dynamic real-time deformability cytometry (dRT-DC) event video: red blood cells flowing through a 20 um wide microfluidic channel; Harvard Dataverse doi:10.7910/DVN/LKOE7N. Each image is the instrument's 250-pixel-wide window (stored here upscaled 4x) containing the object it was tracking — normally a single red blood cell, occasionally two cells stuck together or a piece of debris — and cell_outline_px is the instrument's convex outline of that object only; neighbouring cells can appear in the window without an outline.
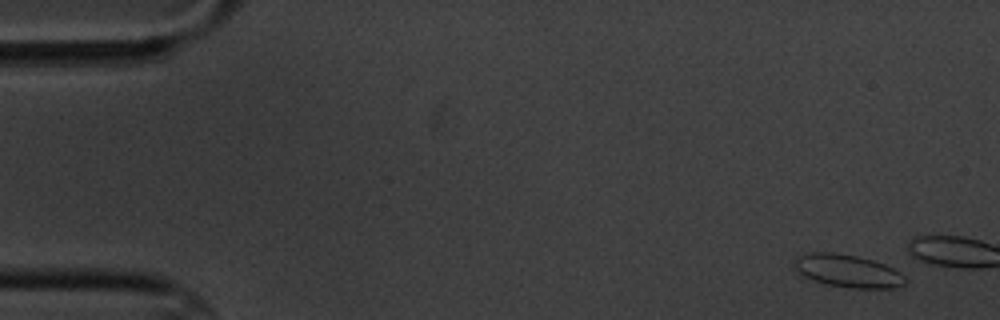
{"species": "common noctule bat (a hibernating species)", "species_latin": "Nyctalus noctula", "temperature_condition": "cold", "stored_images_in_passage": 4, "camera_frame_rate_fps": 3000, "um_per_image_px": 0.085, "animal": {"sex": "male", "body_mass_g": 20.1, "forearm_length_mm": 53.5}, "frame": {"image": 1, "passage_image": 1, "time_ms": 0.0, "image_size_px": [1000, 320], "cell_outline_px": [[908, 280], [904, 284], [892, 288], [848, 288], [828, 284], [812, 280], [804, 276], [796, 268], [792, 260], [800, 256], [812, 252], [836, 252], [856, 256], [872, 260], [884, 264], [900, 272]], "centroid_in_image_um": [72.07, 23.03], "position_along_channel_um": 12.9, "area_um2": 21.04}}